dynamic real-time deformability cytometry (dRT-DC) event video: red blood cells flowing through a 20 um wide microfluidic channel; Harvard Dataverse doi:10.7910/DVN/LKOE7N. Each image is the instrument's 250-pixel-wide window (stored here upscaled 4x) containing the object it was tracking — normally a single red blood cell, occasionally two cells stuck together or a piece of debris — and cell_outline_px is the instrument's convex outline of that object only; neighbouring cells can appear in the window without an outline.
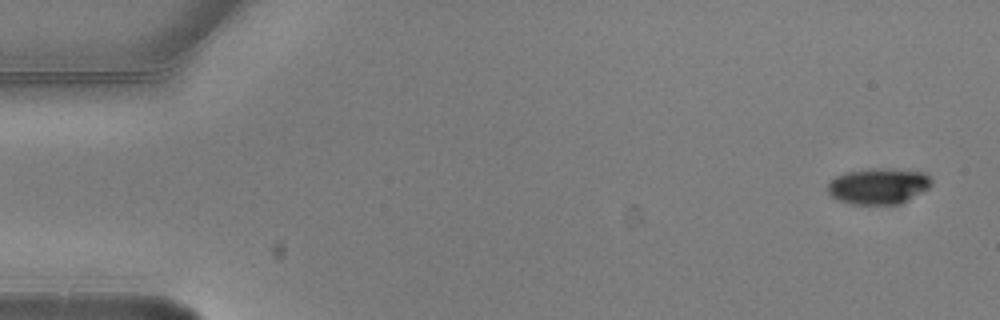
{"species": "common noctule bat (a hibernating species)", "species_latin": "Nyctalus noctula", "temperature_condition": "warm", "stored_images_in_passage": 5, "camera_frame_rate_fps": 3000, "um_per_image_px": 0.085, "animal": {"sex": "male", "body_mass_g": 20.5, "forearm_length_mm": 52.5}, "frame": {"image": 1, "passage_image": 1, "time_ms": 0.0, "image_size_px": [1000, 320], "cell_outline_px": [[932, 184], [928, 188], [900, 204], [852, 204], [836, 200], [828, 192], [828, 184], [836, 176], [844, 172], [868, 168], [892, 168], [924, 172], [932, 180]], "centroid_in_image_um": [74.65, 15.8], "position_along_channel_um": 10.3, "area_um2": 21.91}}
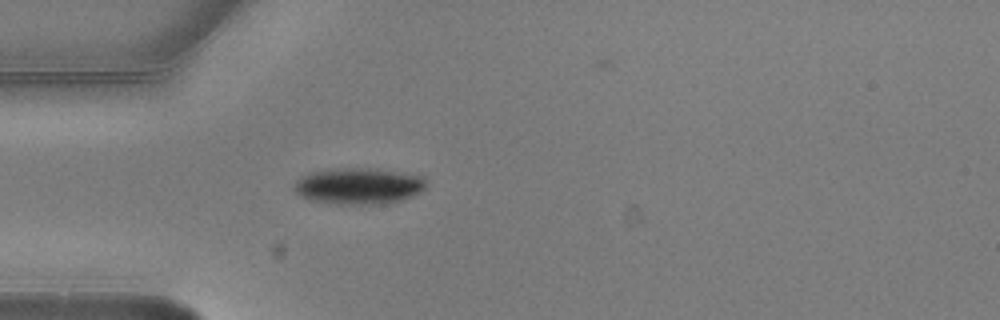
{"frame": {"image": 2, "passage_image": 5, "time_ms": 1.333, "image_size_px": [1000, 320], "cell_outline_px": [[428, 184], [420, 192], [404, 200], [384, 204], [332, 204], [308, 200], [300, 196], [292, 188], [292, 184], [300, 176], [312, 172], [332, 168], [376, 168], [424, 176], [428, 180]], "centroid_in_image_um": [30.48, 15.81], "position_along_channel_um": 54.5, "area_um2": 28.67}}